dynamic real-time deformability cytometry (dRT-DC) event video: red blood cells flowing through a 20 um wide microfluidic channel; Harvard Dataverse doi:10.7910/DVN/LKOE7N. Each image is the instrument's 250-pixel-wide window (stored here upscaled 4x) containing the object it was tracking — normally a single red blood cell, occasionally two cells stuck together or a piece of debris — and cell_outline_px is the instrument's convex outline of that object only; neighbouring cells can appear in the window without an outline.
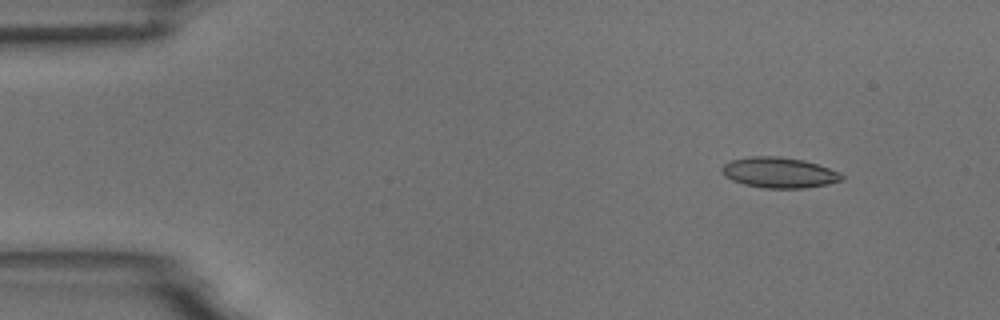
{"species": "common noctule bat (a hibernating species)", "species_latin": "Nyctalus noctula", "temperature_condition": "room temperature", "stored_images_in_passage": 5, "camera_frame_rate_fps": 3000, "um_per_image_px": 0.085, "animal": {"sex": "male", "body_mass_g": 18.8}, "frame": {"image": 1, "passage_image": 2, "time_ms": 1.333, "image_size_px": [1000, 320], "cell_outline_px": [[844, 180], [828, 184], [804, 188], [764, 188], [744, 184], [732, 180], [724, 176], [720, 172], [720, 168], [724, 164], [732, 160], [748, 156], [780, 156], [804, 160], [840, 172], [844, 176]], "centroid_in_image_um": [66.21, 14.67], "position_along_channel_um": 18.8, "area_um2": 21.5}}
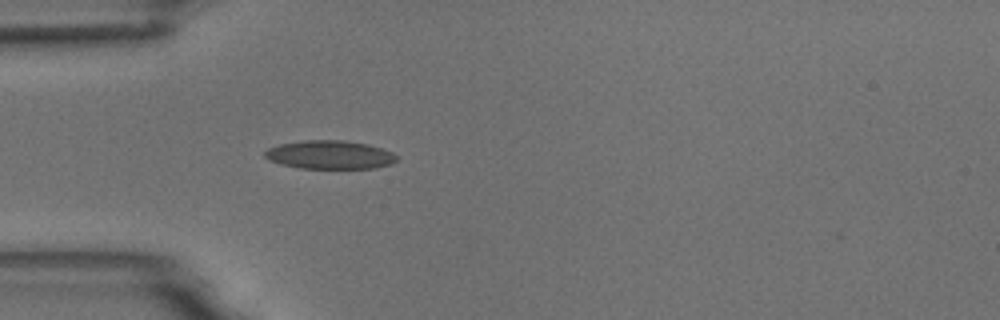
{"frame": {"image": 2, "passage_image": 5, "time_ms": 4.667, "image_size_px": [1000, 320], "cell_outline_px": [[396, 160], [392, 164], [372, 168], [300, 168], [268, 160], [264, 156], [264, 152], [268, 148], [280, 144], [304, 140], [344, 140], [368, 144], [392, 152], [396, 156]], "centroid_in_image_um": [28.02, 13.15], "position_along_channel_um": 57.0, "area_um2": 21.73}}